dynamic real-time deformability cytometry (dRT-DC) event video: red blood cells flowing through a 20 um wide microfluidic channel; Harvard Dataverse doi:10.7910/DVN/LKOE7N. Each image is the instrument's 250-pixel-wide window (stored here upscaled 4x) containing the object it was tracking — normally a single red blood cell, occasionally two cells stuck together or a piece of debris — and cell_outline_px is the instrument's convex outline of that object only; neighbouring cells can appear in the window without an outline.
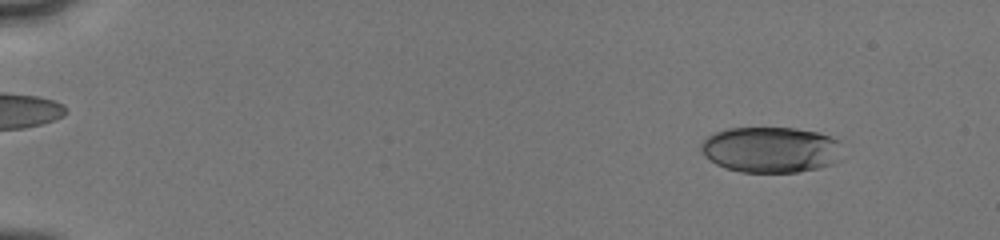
{"species": "human", "species_latin": "Homo sapiens", "temperature_condition": "cold", "stored_images_in_passage": 21, "camera_frame_rate_fps": 3000, "um_per_image_px": 0.085, "donor": {"sex": "male"}, "frame": {"image": 1, "passage_image": 4, "time_ms": 1.333, "image_size_px": [1000, 240], "cell_outline_px": [[840, 140], [832, 164], [820, 168], [796, 172], [740, 172], [724, 168], [716, 164], [704, 156], [700, 148], [700, 144], [704, 136], [728, 128], [796, 128], [816, 132]], "centroid_in_image_um": [65.4, 12.72], "position_along_channel_um": 19.6, "area_um2": 37.57}}
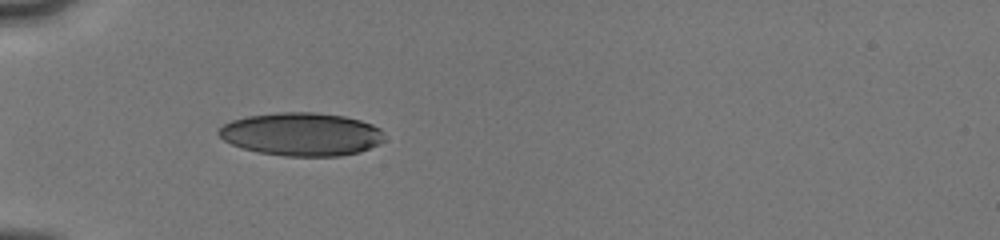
{"frame": {"image": 2, "passage_image": 14, "time_ms": 5.333, "image_size_px": [1000, 240], "cell_outline_px": [[384, 140], [380, 144], [360, 152], [340, 156], [284, 156], [260, 152], [244, 148], [232, 144], [224, 140], [216, 132], [216, 128], [232, 120], [248, 116], [276, 112], [316, 112], [344, 116], [360, 120], [372, 124], [380, 128]], "centroid_in_image_um": [25.63, 11.4], "position_along_channel_um": 59.4, "area_um2": 41.79}}
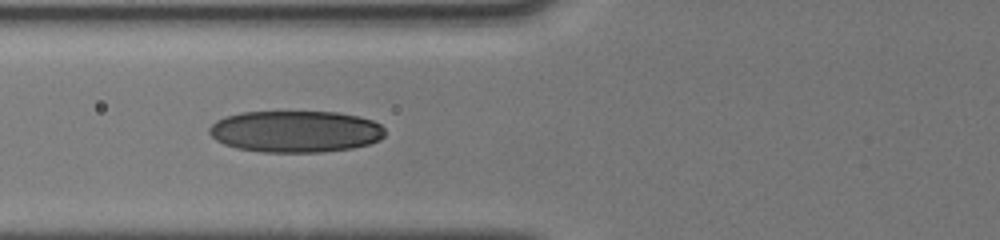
{"frame": {"image": 3, "passage_image": 20, "time_ms": 6.667, "image_size_px": [1000, 240], "cell_outline_px": [[384, 136], [380, 140], [368, 144], [352, 148], [324, 152], [260, 152], [236, 148], [224, 144], [216, 140], [208, 132], [208, 128], [216, 120], [224, 116], [240, 112], [336, 112], [360, 116], [372, 120], [380, 124], [384, 128]], "centroid_in_image_um": [25.1, 11.17], "position_along_channel_um": 100.7, "area_um2": 43.0}}